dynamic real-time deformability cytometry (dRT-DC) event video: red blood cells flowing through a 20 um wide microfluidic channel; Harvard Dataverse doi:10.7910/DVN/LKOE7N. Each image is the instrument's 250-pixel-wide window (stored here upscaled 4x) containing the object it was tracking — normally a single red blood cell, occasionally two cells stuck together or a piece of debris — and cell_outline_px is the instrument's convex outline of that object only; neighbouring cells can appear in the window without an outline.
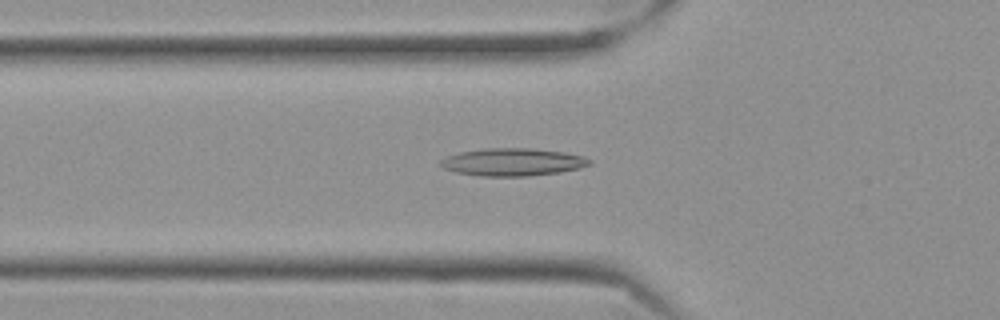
{"species": "Egyptian fruit bat (a non-hibernating species)", "species_latin": "Rousettus aegyptiacus", "temperature_condition": "cold", "stored_images_in_passage": 55, "camera_frame_rate_fps": 3000, "um_per_image_px": 0.085, "frame": {"image": 1, "passage_image": 21, "time_ms": 6.667, "image_size_px": [1000, 320], "cell_outline_px": [[592, 164], [580, 168], [560, 172], [528, 176], [480, 176], [456, 172], [444, 168], [440, 164], [440, 160], [444, 156], [460, 152], [488, 148], [532, 148], [564, 152], [580, 156], [592, 160]], "centroid_in_image_um": [43.57, 13.77], "position_along_channel_um": 82.2, "area_um2": 23.99}}
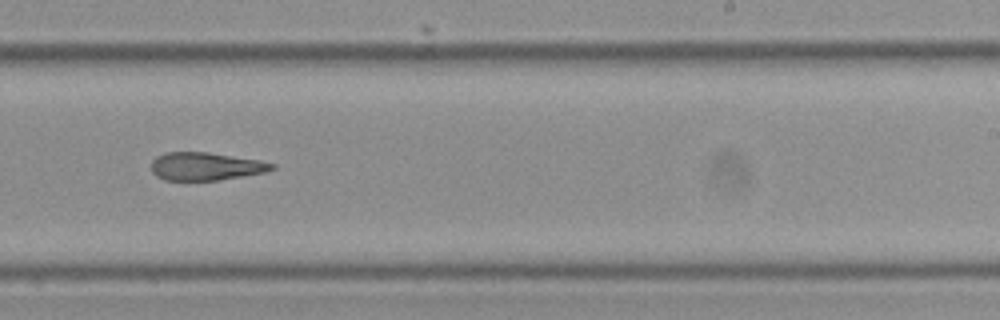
{"frame": {"image": 2, "passage_image": 37, "time_ms": 12.0, "image_size_px": [1000, 320], "cell_outline_px": [[276, 168], [264, 172], [216, 180], [164, 180], [156, 176], [152, 172], [152, 160], [156, 156], [164, 152], [208, 152], [260, 160], [276, 164]], "centroid_in_image_um": [17.46, 14.13], "position_along_channel_um": 271.5, "area_um2": 19.59}}
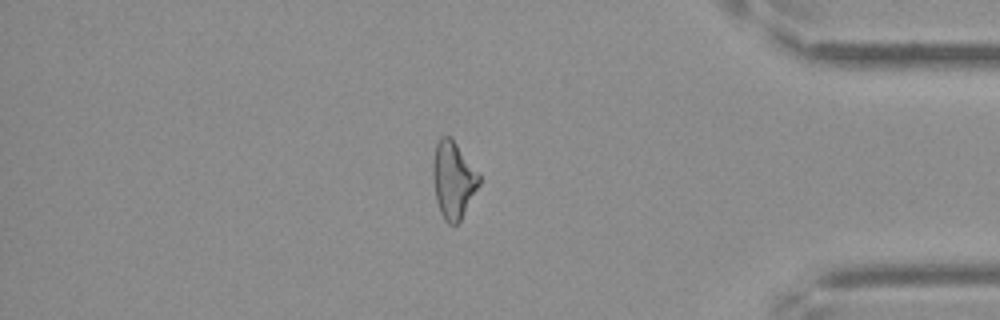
{"frame": {"image": 3, "passage_image": 50, "time_ms": 16.333, "image_size_px": [1000, 320], "cell_outline_px": [[480, 184], [460, 220], [456, 224], [448, 224], [444, 220], [440, 212], [436, 200], [432, 176], [432, 164], [436, 144], [440, 136], [452, 136], [480, 176]], "centroid_in_image_um": [38.5, 15.26], "position_along_channel_um": 396.7, "area_um2": 20.75}, "authors_computed_cell_mechanics": {"area_um2": 21.6172, "velocity_mm_per_s": 3.5291, "shape_relaxation_time_tau1_ms": null, "shape_relaxation_time_tau2_ms": 8.6893, "deformation_change_tau1": null, "deformation_change_tau2": 0.2118}}